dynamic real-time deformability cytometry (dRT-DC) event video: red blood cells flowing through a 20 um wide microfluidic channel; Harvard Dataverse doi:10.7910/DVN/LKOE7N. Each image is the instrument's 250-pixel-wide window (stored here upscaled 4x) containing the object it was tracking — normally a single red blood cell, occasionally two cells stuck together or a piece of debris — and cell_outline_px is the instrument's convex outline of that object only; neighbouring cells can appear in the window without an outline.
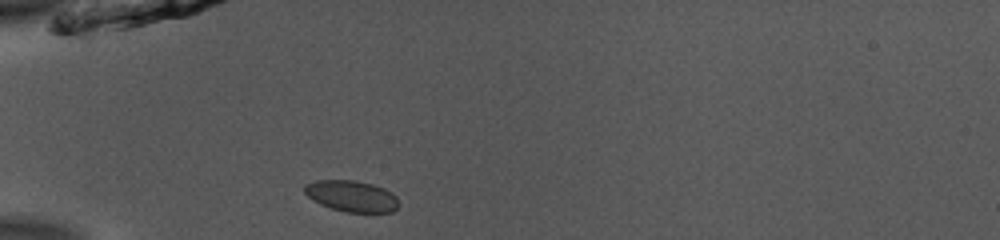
{"species": "common noctule bat (a hibernating species)", "species_latin": "Nyctalus noctula", "temperature_condition": "room temperature", "stored_images_in_passage": 37, "camera_frame_rate_fps": 3000, "um_per_image_px": 0.085, "animal": {"sex": "male", "body_mass_g": 13.0, "forearm_length_mm": 53.1}, "frame": {"image": 1, "passage_image": 1, "time_ms": 0.0, "image_size_px": [1000, 240], "cell_outline_px": [[396, 208], [392, 212], [344, 212], [320, 204], [312, 200], [304, 192], [304, 184], [316, 180], [356, 180], [372, 184], [384, 188], [392, 192], [396, 196]], "centroid_in_image_um": [29.85, 16.65], "position_along_channel_um": 55.1, "area_um2": 17.11}}
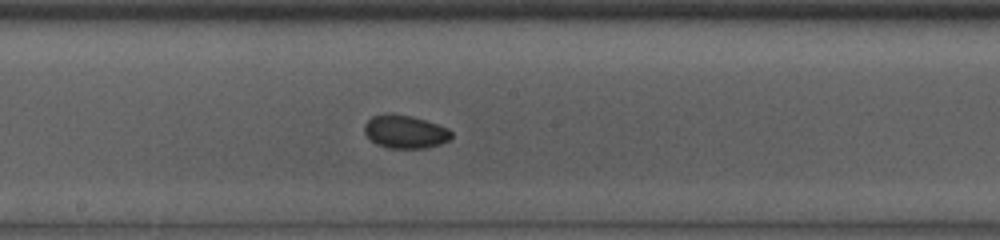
{"frame": {"image": 2, "passage_image": 14, "time_ms": 4.333, "image_size_px": [1000, 240], "cell_outline_px": [[452, 136], [448, 140], [440, 144], [428, 148], [388, 148], [376, 144], [364, 132], [364, 124], [372, 116], [388, 112], [412, 116], [448, 128], [452, 132]], "centroid_in_image_um": [34.42, 11.19], "position_along_channel_um": 213.8, "area_um2": 16.88}}
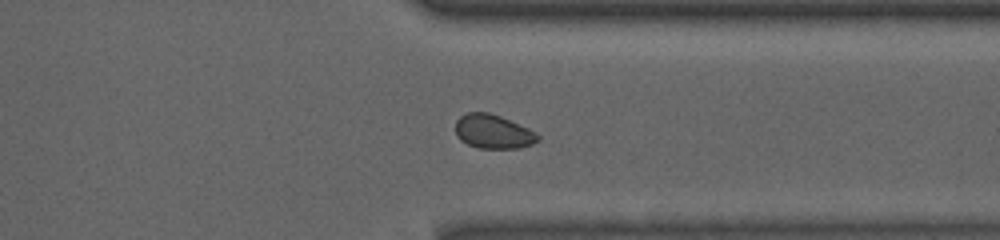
{"frame": {"image": 3, "passage_image": 26, "time_ms": 8.333, "image_size_px": [1000, 240], "cell_outline_px": [[540, 140], [532, 144], [520, 148], [480, 148], [468, 144], [460, 140], [456, 136], [456, 120], [460, 116], [468, 112], [488, 112], [500, 116], [528, 128], [536, 132], [540, 136]], "centroid_in_image_um": [41.92, 11.19], "position_along_channel_um": 369.5, "area_um2": 16.36}, "authors_computed_cell_mechanics": {"area_um2": 16.8776, "velocity_mm_per_s": 3.9019, "shape_relaxation_time_tau1_ms": 11.0842, "shape_relaxation_time_tau2_ms": 2.3475, "deformation_change_tau1": 0.1063, "deformation_change_tau2": 0.0401}}